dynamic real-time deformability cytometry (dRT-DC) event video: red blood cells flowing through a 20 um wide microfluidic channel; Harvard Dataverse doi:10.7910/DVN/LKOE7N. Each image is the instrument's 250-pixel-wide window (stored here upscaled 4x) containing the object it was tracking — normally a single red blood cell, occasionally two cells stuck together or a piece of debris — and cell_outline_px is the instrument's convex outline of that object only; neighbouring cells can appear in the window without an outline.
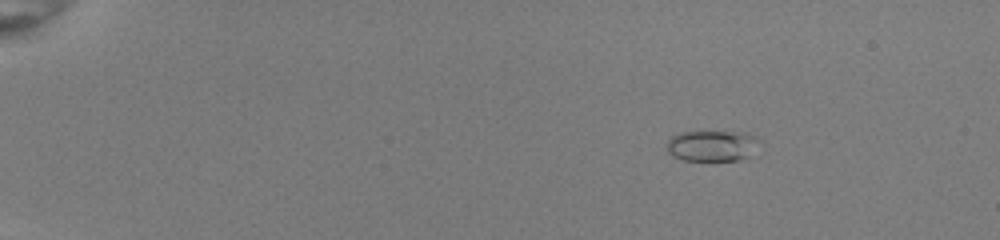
{"species": "common noctule bat (a hibernating species)", "species_latin": "Nyctalus noctula", "temperature_condition": "room temperature", "stored_images_in_passage": 45, "camera_frame_rate_fps": 3000, "um_per_image_px": 0.085, "animal": {"sex": "female", "body_mass_g": 22.0, "forearm_length_mm": 56.7}, "frame": {"image": 1, "passage_image": 1, "time_ms": 0.0, "image_size_px": [1000, 240], "cell_outline_px": [[752, 136], [744, 156], [736, 160], [684, 160], [672, 156], [668, 152], [668, 140], [672, 136], [680, 132], [748, 132]], "centroid_in_image_um": [60.28, 12.38], "position_along_channel_um": 24.7, "area_um2": 15.37}}
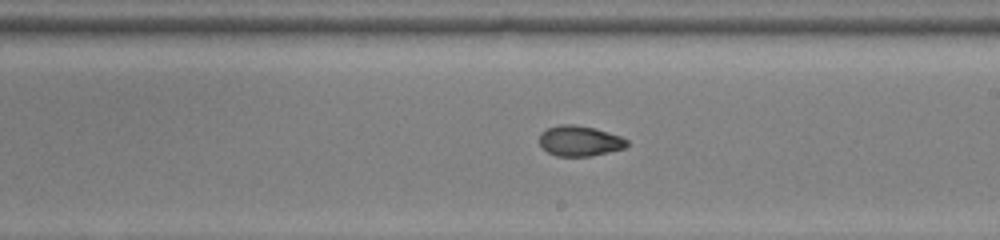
{"frame": {"image": 2, "passage_image": 26, "time_ms": 8.333, "image_size_px": [1000, 240], "cell_outline_px": [[628, 144], [624, 148], [608, 152], [588, 156], [556, 156], [548, 152], [540, 144], [540, 132], [548, 128], [560, 124], [572, 124], [596, 128], [620, 136], [628, 140]], "centroid_in_image_um": [49.27, 11.97], "position_along_channel_um": 239.7, "area_um2": 15.43}}
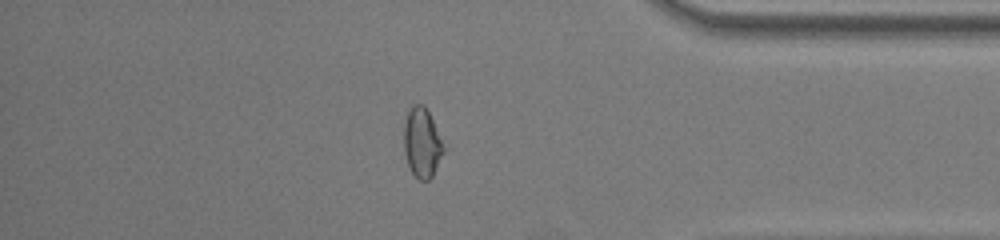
{"frame": {"image": 3, "passage_image": 39, "time_ms": 12.667, "image_size_px": [1000, 240], "cell_outline_px": [[448, 148], [432, 176], [428, 180], [420, 180], [412, 172], [408, 164], [404, 152], [404, 124], [408, 112], [412, 104], [424, 104]], "centroid_in_image_um": [35.92, 12.12], "position_along_channel_um": 399.3, "area_um2": 16.47}, "authors_computed_cell_mechanics": {"area_um2": 15.8372, "velocity_mm_per_s": 4.0262, "shape_relaxation_time_tau1_ms": null, "shape_relaxation_time_tau2_ms": 1.6345, "deformation_change_tau1": null, "deformation_change_tau2": 0.0611}}